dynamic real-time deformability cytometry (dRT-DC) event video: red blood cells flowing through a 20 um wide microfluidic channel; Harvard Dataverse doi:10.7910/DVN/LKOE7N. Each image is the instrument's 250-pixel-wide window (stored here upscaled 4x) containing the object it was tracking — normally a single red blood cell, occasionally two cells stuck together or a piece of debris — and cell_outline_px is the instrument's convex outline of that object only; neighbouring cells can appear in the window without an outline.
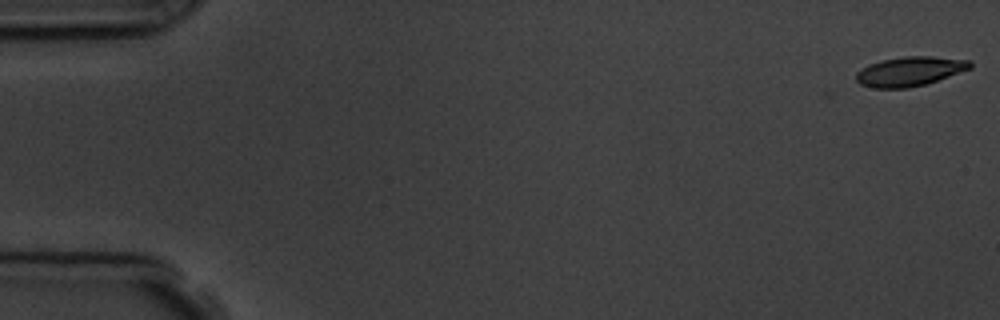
{"species": "common noctule bat (a hibernating species)", "species_latin": "Nyctalus noctula", "temperature_condition": "room temperature", "stored_images_in_passage": 6, "camera_frame_rate_fps": 3000, "um_per_image_px": 0.085, "animal": {"sex": "male", "body_mass_g": 19.5, "forearm_length_mm": 54.6}, "frame": {"image": 1, "passage_image": 1, "time_ms": 0.0, "image_size_px": [1000, 320], "cell_outline_px": [[972, 68], [924, 84], [908, 88], [876, 88], [860, 84], [856, 80], [856, 72], [868, 64], [880, 60], [904, 56], [932, 56], [968, 60], [972, 64]], "centroid_in_image_um": [77.29, 6.05], "position_along_channel_um": 7.7, "area_um2": 19.42}}
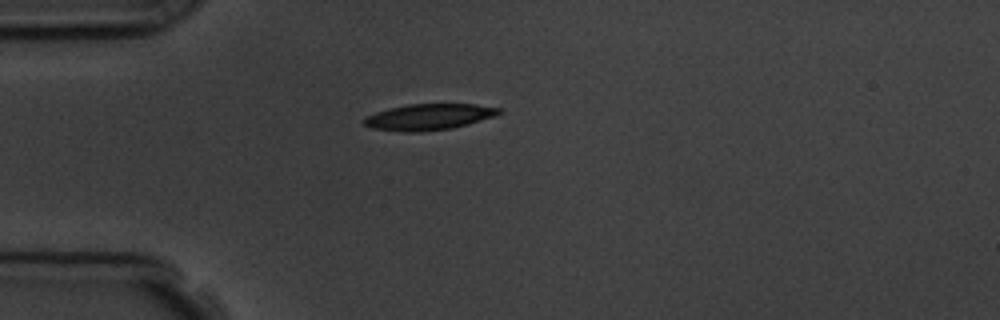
{"frame": {"image": 2, "passage_image": 5, "time_ms": 4.667, "image_size_px": [1000, 320], "cell_outline_px": [[500, 112], [496, 116], [468, 124], [452, 128], [420, 132], [404, 132], [372, 128], [364, 124], [364, 120], [368, 116], [376, 112], [408, 104], [476, 104], [500, 108]], "centroid_in_image_um": [36.49, 9.94], "position_along_channel_um": 48.5, "area_um2": 20.35}}